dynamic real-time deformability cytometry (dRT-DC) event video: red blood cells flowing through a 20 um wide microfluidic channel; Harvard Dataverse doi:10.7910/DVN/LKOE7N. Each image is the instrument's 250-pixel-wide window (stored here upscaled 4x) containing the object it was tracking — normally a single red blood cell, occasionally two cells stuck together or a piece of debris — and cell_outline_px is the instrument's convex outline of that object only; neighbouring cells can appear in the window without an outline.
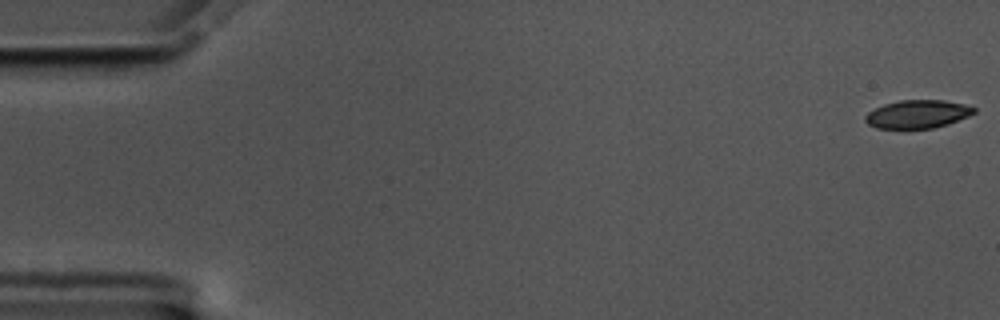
{"species": "common noctule bat (a hibernating species)", "species_latin": "Nyctalus noctula", "temperature_condition": "cold", "stored_images_in_passage": 57, "camera_frame_rate_fps": 3000, "um_per_image_px": 0.085, "animal": {"sex": "male", "body_mass_g": 17.5, "forearm_length_mm": 52.3}, "frame": {"image": 1, "passage_image": 1, "time_ms": 0.0, "image_size_px": [1000, 320], "cell_outline_px": [[976, 112], [968, 116], [948, 124], [932, 128], [876, 128], [868, 124], [864, 120], [864, 116], [868, 112], [884, 104], [900, 100], [944, 100], [964, 104], [976, 108]], "centroid_in_image_um": [77.99, 9.69], "position_along_channel_um": 7.0, "area_um2": 17.8}}
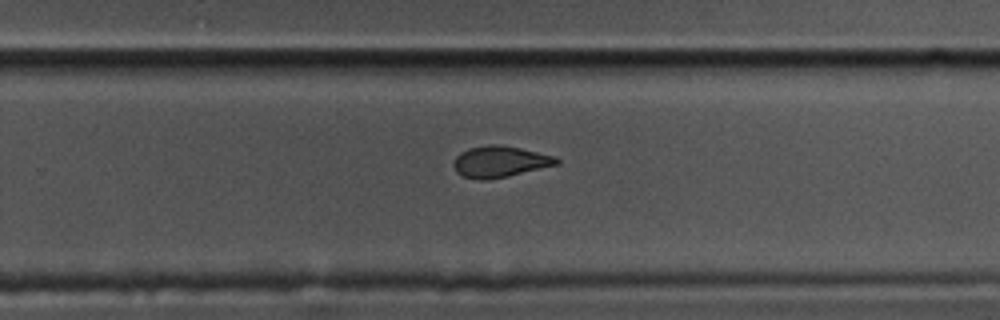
{"frame": {"image": 2, "passage_image": 37, "time_ms": 12.0, "image_size_px": [1000, 320], "cell_outline_px": [[560, 164], [508, 176], [484, 180], [480, 180], [464, 176], [456, 172], [452, 164], [456, 156], [460, 152], [468, 148], [488, 144], [500, 144], [520, 148], [556, 156], [560, 160]], "centroid_in_image_um": [42.5, 13.73], "position_along_channel_um": 287.3, "area_um2": 18.9}}
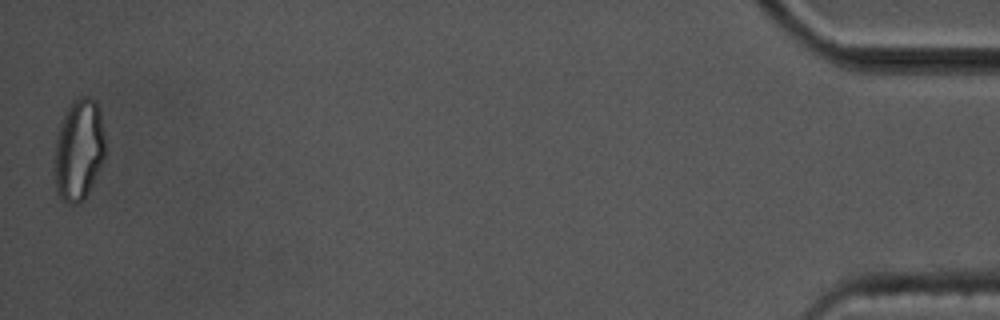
{"frame": {"image": 3, "passage_image": 57, "time_ms": 18.667, "image_size_px": [1000, 320], "cell_outline_px": [[104, 160], [84, 200], [80, 204], [68, 204], [56, 192], [52, 172], [56, 136], [60, 124], [72, 100], [80, 96], [88, 96], [96, 100], [100, 112], [104, 136]], "centroid_in_image_um": [6.66, 12.76], "position_along_channel_um": 428.5, "area_um2": 30.52}, "authors_computed_cell_mechanics": {"area_um2": 19.5364, "velocity_mm_per_s": 3.5159, "shape_relaxation_time_tau1_ms": 6.2706, "shape_relaxation_time_tau2_ms": 3.1993, "deformation_change_tau1": 0.1448, "deformation_change_tau2": 0.0903}}